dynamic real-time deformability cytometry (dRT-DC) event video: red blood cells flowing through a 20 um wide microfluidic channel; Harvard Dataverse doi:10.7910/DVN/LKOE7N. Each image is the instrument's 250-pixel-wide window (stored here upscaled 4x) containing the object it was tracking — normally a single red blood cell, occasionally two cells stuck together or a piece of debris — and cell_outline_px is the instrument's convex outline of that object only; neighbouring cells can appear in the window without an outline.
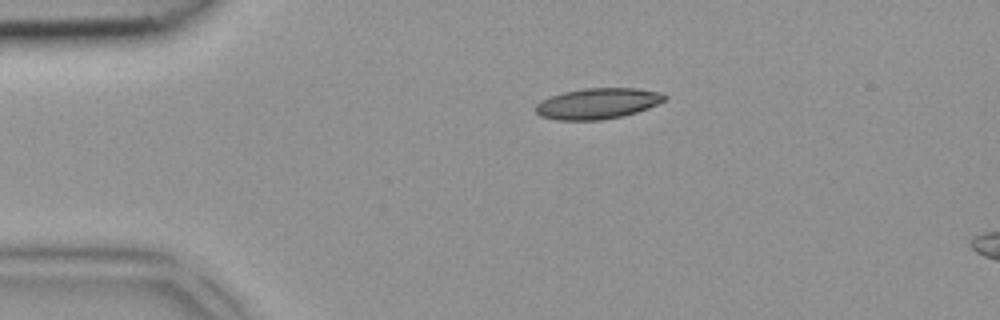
{"species": "common noctule bat (a hibernating species)", "species_latin": "Nyctalus noctula", "temperature_condition": "room temperature", "stored_images_in_passage": 2, "segment_of_instrument_passage": [1, 2], "camera_frame_rate_fps": 3000, "um_per_image_px": 0.085, "animal": {"sex": "female", "body_mass_g": 18.4}, "frame": {"image": 1, "passage_image": 1, "time_ms": 0.0, "image_size_px": [1000, 320], "cell_outline_px": [[668, 96], [664, 100], [648, 108], [624, 116], [600, 120], [556, 120], [540, 116], [536, 112], [536, 104], [552, 96], [564, 92], [584, 88], [636, 88], [660, 92]], "centroid_in_image_um": [50.81, 8.8], "position_along_channel_um": 34.2, "area_um2": 23.0}}